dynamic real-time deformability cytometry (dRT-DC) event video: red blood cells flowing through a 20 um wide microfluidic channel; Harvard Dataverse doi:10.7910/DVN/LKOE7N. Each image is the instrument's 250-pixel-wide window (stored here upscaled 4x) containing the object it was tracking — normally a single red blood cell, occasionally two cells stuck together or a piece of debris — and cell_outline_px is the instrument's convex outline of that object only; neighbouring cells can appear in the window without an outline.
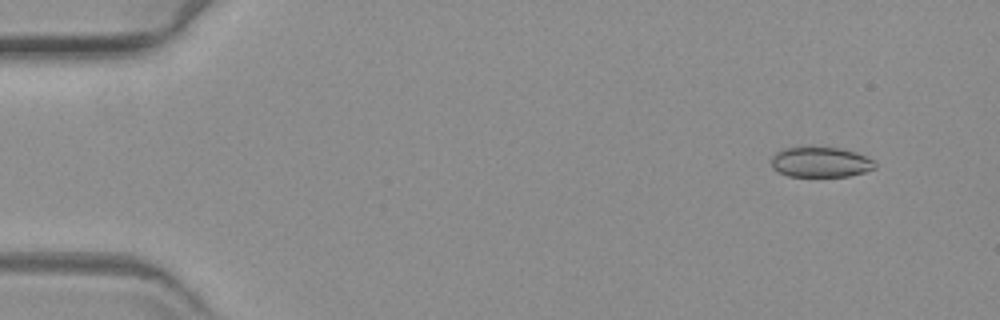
{"species": "common noctule bat (a hibernating species)", "species_latin": "Nyctalus noctula", "temperature_condition": "warm", "stored_images_in_passage": 56, "camera_frame_rate_fps": 3000, "um_per_image_px": 0.085, "animal": {"sex": "female", "body_mass_g": 19.3, "forearm_length_mm": 54.1}, "frame": {"image": 1, "passage_image": 2, "time_ms": 0.333, "image_size_px": [1000, 320], "cell_outline_px": [[876, 168], [864, 172], [848, 176], [788, 176], [772, 168], [772, 156], [776, 152], [784, 148], [840, 148], [856, 152], [872, 160], [876, 164]], "centroid_in_image_um": [69.75, 13.79], "position_along_channel_um": 15.3, "area_um2": 17.98}}
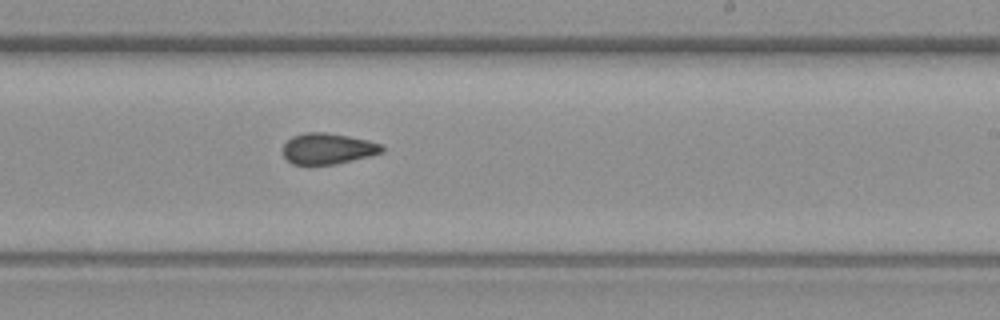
{"frame": {"image": 2, "passage_image": 33, "time_ms": 10.667, "image_size_px": [1000, 320], "cell_outline_px": [[384, 152], [336, 164], [292, 164], [284, 156], [284, 144], [292, 136], [304, 132], [324, 132], [348, 136], [368, 140], [384, 144]], "centroid_in_image_um": [27.89, 12.62], "position_along_channel_um": 261.1, "area_um2": 17.8}}
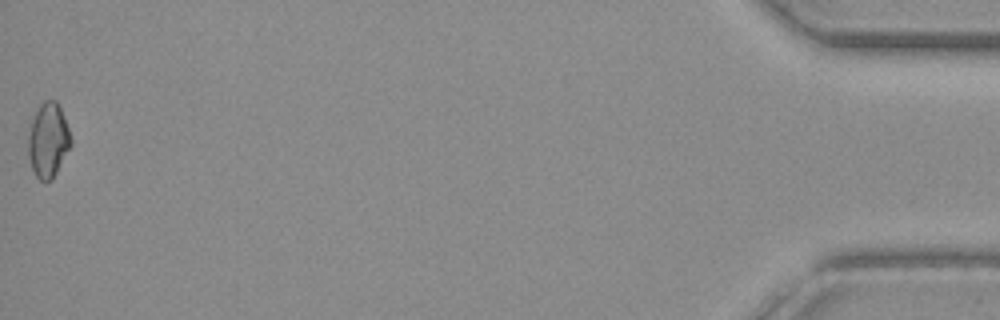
{"frame": {"image": 3, "passage_image": 56, "time_ms": 18.333, "image_size_px": [1000, 320], "cell_outline_px": [[72, 144], [52, 180], [40, 180], [36, 176], [32, 168], [28, 156], [28, 136], [32, 120], [40, 104], [44, 100], [56, 100], [60, 108], [68, 128], [72, 140]], "centroid_in_image_um": [4.09, 11.92], "position_along_channel_um": 431.1, "area_um2": 18.32}}